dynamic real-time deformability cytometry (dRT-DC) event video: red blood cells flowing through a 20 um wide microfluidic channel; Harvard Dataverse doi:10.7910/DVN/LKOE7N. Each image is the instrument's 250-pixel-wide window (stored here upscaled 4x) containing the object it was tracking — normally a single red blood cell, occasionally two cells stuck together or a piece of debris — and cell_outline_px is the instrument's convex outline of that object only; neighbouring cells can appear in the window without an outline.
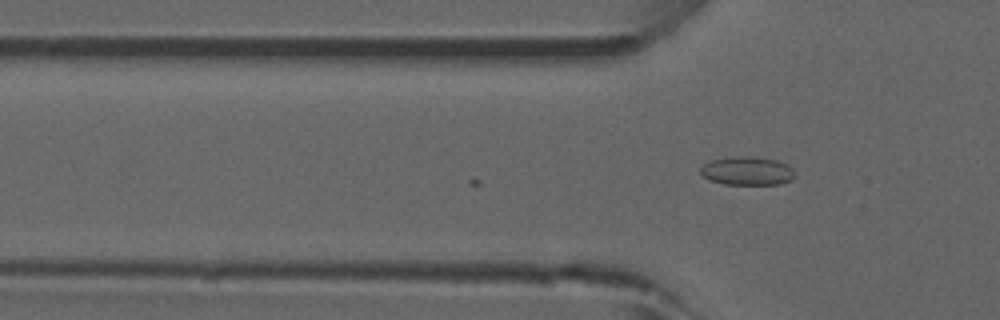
{"species": "common noctule bat (a hibernating species)", "species_latin": "Nyctalus noctula", "temperature_condition": "room temperature", "stored_images_in_passage": 17, "camera_frame_rate_fps": 3000, "um_per_image_px": 0.085, "animal": {"sex": "male", "forearm_length_mm": 52.5}, "frame": {"image": 1, "passage_image": 17, "time_ms": 5.333, "image_size_px": [1000, 320], "cell_outline_px": [[792, 180], [780, 184], [724, 184], [712, 180], [704, 176], [700, 172], [700, 168], [704, 164], [712, 160], [736, 156], [748, 156], [776, 160], [792, 168]], "centroid_in_image_um": [63.49, 14.53], "position_along_channel_um": 62.3, "area_um2": 15.32}}